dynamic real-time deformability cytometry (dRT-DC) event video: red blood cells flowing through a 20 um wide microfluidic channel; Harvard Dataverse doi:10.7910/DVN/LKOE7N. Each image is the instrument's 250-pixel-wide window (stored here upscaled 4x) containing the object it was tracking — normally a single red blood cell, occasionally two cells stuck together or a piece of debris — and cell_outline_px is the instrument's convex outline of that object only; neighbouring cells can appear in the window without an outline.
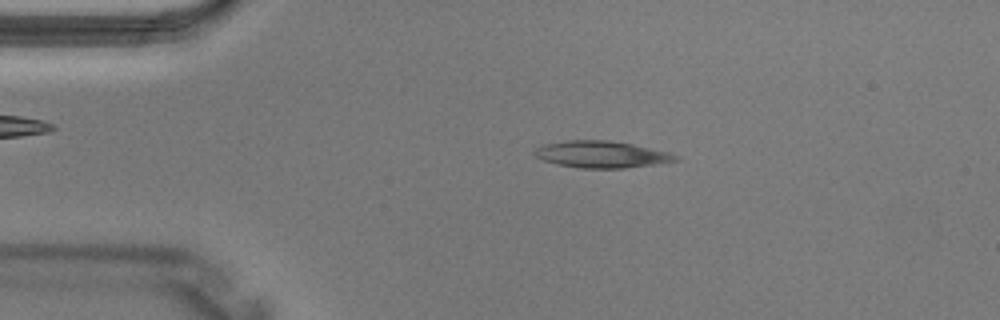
{"species": "Egyptian fruit bat (a non-hibernating species)", "species_latin": "Rousettus aegyptiacus", "temperature_condition": "warm", "stored_images_in_passage": 2, "camera_frame_rate_fps": 3000, "um_per_image_px": 0.085, "animal": {"sex": "male"}, "frame": {"image": 1, "passage_image": 1, "time_ms": 0.0, "image_size_px": [1000, 320], "cell_outline_px": [[680, 156], [676, 160], [652, 164], [624, 168], [580, 168], [560, 164], [544, 160], [536, 156], [532, 152], [536, 148], [544, 144], [568, 140], [608, 140], [632, 144], [672, 152]], "centroid_in_image_um": [51.14, 13.11], "position_along_channel_um": 33.9, "area_um2": 21.79}}